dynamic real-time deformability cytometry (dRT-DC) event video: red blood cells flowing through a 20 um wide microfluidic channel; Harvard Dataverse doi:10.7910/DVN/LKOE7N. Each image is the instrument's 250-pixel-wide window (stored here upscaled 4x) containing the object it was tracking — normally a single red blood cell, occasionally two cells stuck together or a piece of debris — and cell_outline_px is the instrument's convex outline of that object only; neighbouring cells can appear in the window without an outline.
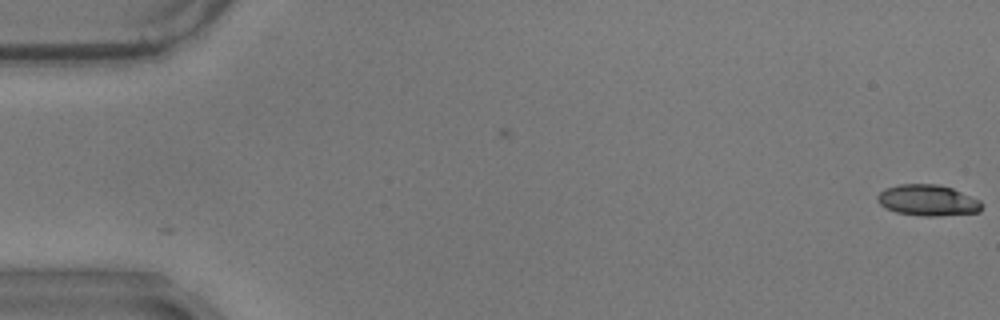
{"species": "common noctule bat (a hibernating species)", "species_latin": "Nyctalus noctula", "temperature_condition": "warm", "stored_images_in_passage": 17, "camera_frame_rate_fps": 3000, "um_per_image_px": 0.085, "animal": {"sex": "male", "body_mass_g": 17.9}, "frame": {"image": 1, "passage_image": 1, "time_ms": 0.0, "image_size_px": [1000, 320], "cell_outline_px": [[984, 204], [980, 212], [940, 216], [920, 216], [896, 212], [884, 208], [876, 200], [876, 196], [884, 188], [900, 184], [936, 184], [952, 188], [980, 200]], "centroid_in_image_um": [78.85, 17.03], "position_along_channel_um": 6.1, "area_um2": 19.13}}